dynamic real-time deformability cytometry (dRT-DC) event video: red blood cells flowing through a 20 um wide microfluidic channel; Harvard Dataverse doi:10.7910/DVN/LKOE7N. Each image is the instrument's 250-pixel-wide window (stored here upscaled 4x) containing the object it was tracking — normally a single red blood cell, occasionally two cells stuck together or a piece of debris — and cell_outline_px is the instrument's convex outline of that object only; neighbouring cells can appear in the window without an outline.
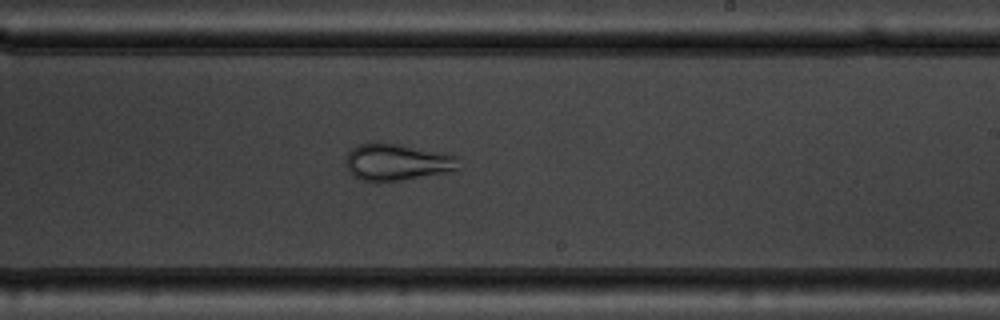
{"species": "common noctule bat (a hibernating species)", "species_latin": "Nyctalus noctula", "temperature_condition": "warm", "stored_images_in_passage": 56, "segment_of_instrument_passage": [1, 2], "camera_frame_rate_fps": 3000, "um_per_image_px": 0.085, "animal": {"sex": "male", "body_mass_g": 19.5, "forearm_length_mm": 54.6}, "frame": {"image": 1, "passage_image": 34, "time_ms": 11.0, "image_size_px": [1000, 320], "cell_outline_px": [[456, 168], [452, 172], [404, 180], [376, 184], [360, 180], [352, 176], [348, 172], [344, 164], [344, 160], [348, 152], [352, 148], [360, 144], [376, 140], [380, 140], [444, 152], [456, 156]], "centroid_in_image_um": [33.64, 13.79], "position_along_channel_um": 255.4, "area_um2": 25.37}}
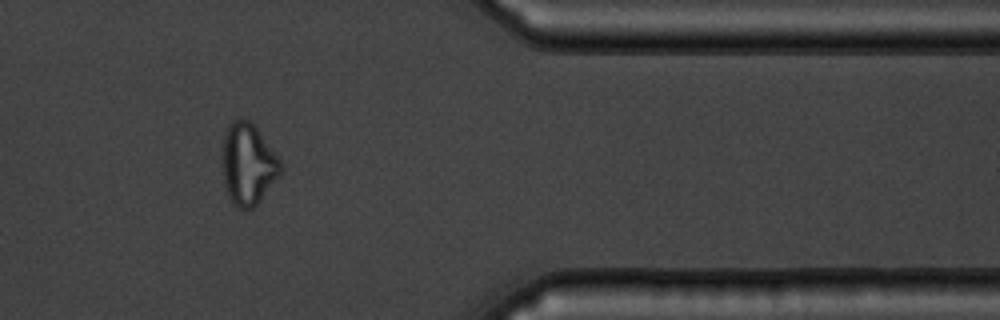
{"frame": {"image": 2, "passage_image": 46, "time_ms": 15.0, "image_size_px": [1000, 320], "cell_outline_px": [[284, 168], [280, 176], [260, 200], [252, 208], [240, 208], [232, 204], [228, 196], [224, 180], [224, 132], [228, 124], [232, 120], [248, 120], [256, 128], [284, 164]], "centroid_in_image_um": [21.12, 13.97], "position_along_channel_um": 390.3, "area_um2": 27.28}}
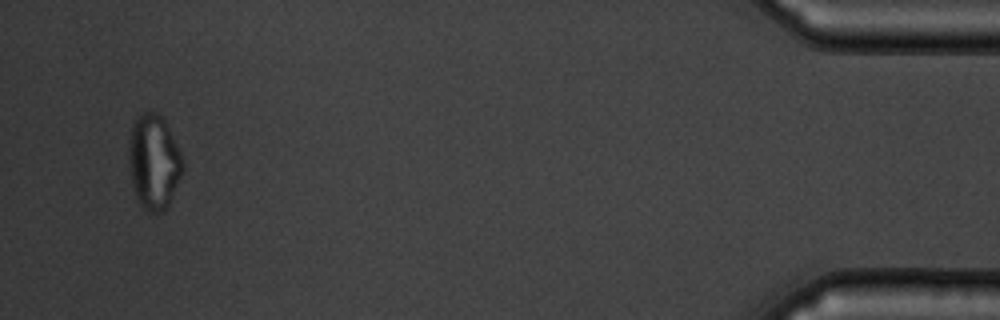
{"frame": {"image": 3, "passage_image": 53, "time_ms": 17.333, "image_size_px": [1000, 320], "cell_outline_px": [[184, 172], [168, 208], [160, 212], [148, 212], [140, 204], [136, 196], [132, 184], [128, 160], [128, 144], [132, 128], [140, 112], [156, 112], [164, 120], [184, 160]], "centroid_in_image_um": [13.09, 13.8], "position_along_channel_um": 422.1, "area_um2": 30.0}}